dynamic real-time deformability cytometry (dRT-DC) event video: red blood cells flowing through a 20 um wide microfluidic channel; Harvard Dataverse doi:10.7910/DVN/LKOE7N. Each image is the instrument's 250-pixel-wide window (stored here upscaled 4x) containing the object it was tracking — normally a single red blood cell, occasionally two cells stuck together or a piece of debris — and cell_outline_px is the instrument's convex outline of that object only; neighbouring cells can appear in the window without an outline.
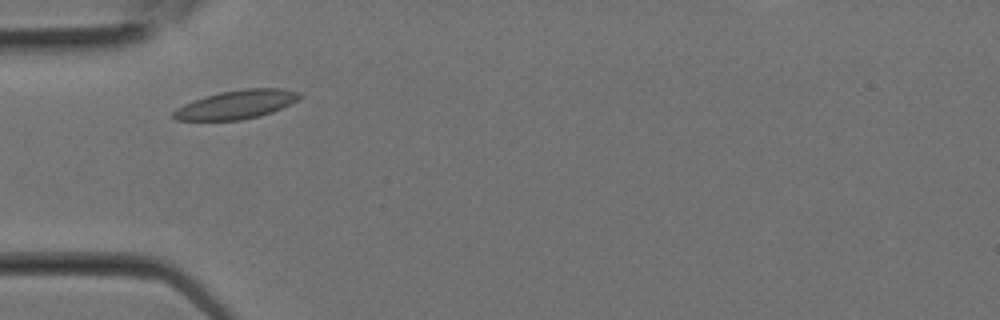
{"species": "Egyptian fruit bat (a non-hibernating species)", "species_latin": "Rousettus aegyptiacus", "temperature_condition": "room temperature", "stored_images_in_passage": 9, "camera_frame_rate_fps": 3000, "um_per_image_px": 0.085, "animal": {"sex": "female"}, "frame": {"image": 1, "passage_image": 3, "time_ms": 0.667, "image_size_px": [1000, 320], "cell_outline_px": [[304, 96], [272, 112], [260, 116], [240, 120], [176, 120], [172, 116], [172, 112], [176, 108], [192, 100], [204, 96], [220, 92], [244, 88], [280, 88], [300, 92]], "centroid_in_image_um": [20.07, 8.88], "position_along_channel_um": 64.9, "area_um2": 21.1}}
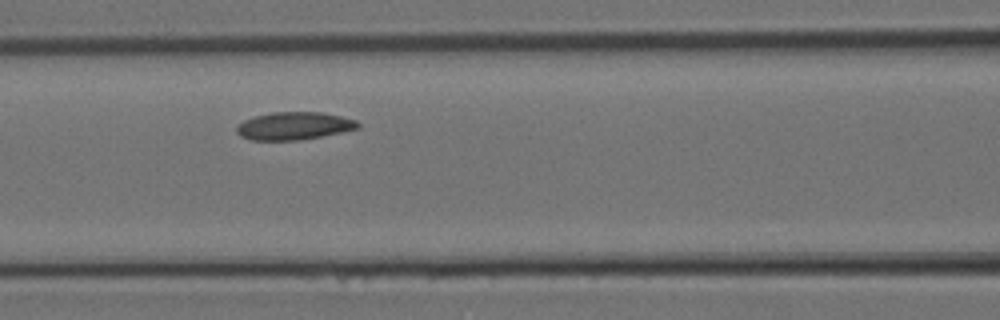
{"frame": {"image": 2, "passage_image": 6, "time_ms": 1.667, "image_size_px": [1000, 320], "cell_outline_px": [[360, 128], [300, 140], [252, 140], [240, 136], [236, 132], [236, 128], [244, 120], [256, 116], [272, 112], [320, 112], [340, 116], [356, 120], [360, 124]], "centroid_in_image_um": [24.99, 10.7], "position_along_channel_um": 141.6, "area_um2": 19.42}}
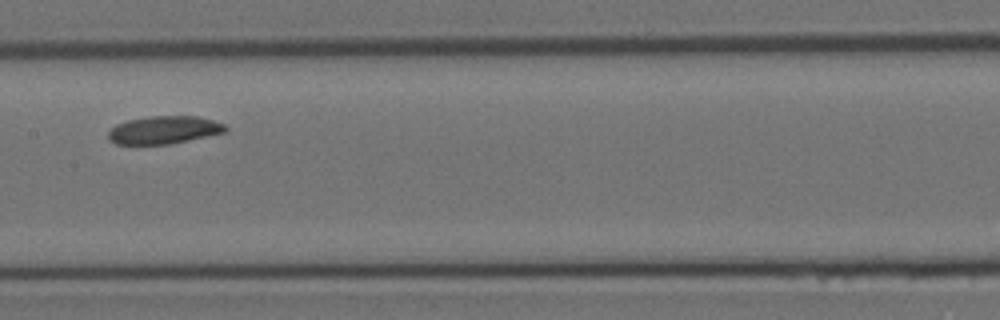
{"frame": {"image": 3, "passage_image": 8, "time_ms": 2.333, "image_size_px": [1000, 320], "cell_outline_px": [[228, 128], [224, 132], [188, 140], [168, 144], [116, 144], [108, 140], [108, 132], [116, 124], [128, 120], [148, 116], [196, 116], [212, 120], [224, 124]], "centroid_in_image_um": [13.9, 11.04], "position_along_channel_um": 193.5, "area_um2": 18.84}}